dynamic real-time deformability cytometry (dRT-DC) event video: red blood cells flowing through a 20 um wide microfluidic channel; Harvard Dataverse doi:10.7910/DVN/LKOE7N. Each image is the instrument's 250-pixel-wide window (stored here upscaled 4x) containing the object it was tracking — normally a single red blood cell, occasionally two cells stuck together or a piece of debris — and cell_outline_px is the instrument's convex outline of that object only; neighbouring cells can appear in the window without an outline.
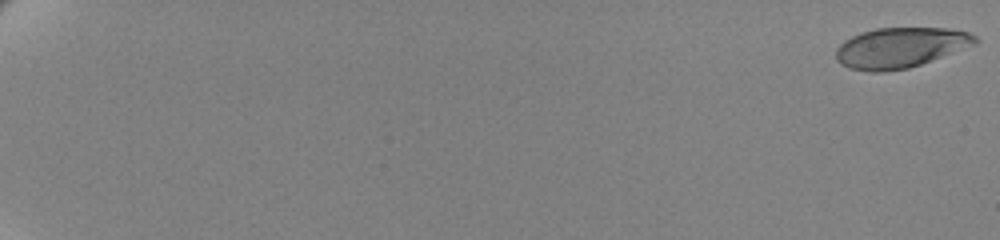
{"species": "human", "species_latin": "Homo sapiens", "temperature_condition": "cold", "stored_images_in_passage": 10, "camera_frame_rate_fps": 3000, "um_per_image_px": 0.085, "donor": {"sex": "female"}, "frame": {"image": 1, "passage_image": 1, "time_ms": 0.0, "image_size_px": [1000, 240], "cell_outline_px": [[980, 40], [976, 44], [920, 64], [908, 68], [884, 72], [872, 72], [848, 68], [840, 64], [836, 60], [836, 48], [844, 40], [860, 32], [876, 28], [948, 28], [968, 32], [976, 36]], "centroid_in_image_um": [76.5, 4.05], "position_along_channel_um": 8.5, "area_um2": 32.77}}